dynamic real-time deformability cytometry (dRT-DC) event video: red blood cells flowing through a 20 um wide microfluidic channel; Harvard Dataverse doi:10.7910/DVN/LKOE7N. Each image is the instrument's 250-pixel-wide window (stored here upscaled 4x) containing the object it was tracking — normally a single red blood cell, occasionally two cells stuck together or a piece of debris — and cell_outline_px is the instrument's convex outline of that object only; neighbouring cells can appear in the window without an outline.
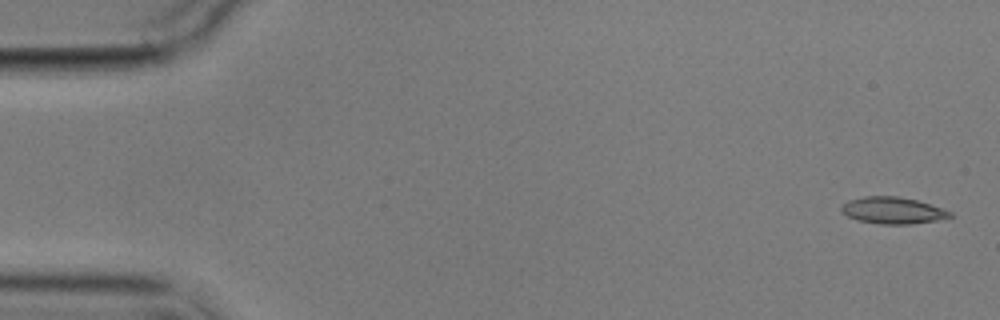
{"species": "common noctule bat (a hibernating species)", "species_latin": "Nyctalus noctula", "temperature_condition": "cold", "stored_images_in_passage": 6, "camera_frame_rate_fps": 3000, "um_per_image_px": 0.085, "animal": {"sex": "male", "body_mass_g": 17.9}, "frame": {"image": 1, "passage_image": 1, "time_ms": 0.0, "image_size_px": [1000, 320], "cell_outline_px": [[952, 216], [936, 220], [908, 224], [880, 224], [856, 220], [840, 212], [840, 208], [848, 200], [864, 196], [896, 196], [916, 200], [952, 212]], "centroid_in_image_um": [75.82, 17.89], "position_along_channel_um": 9.2, "area_um2": 16.7}}
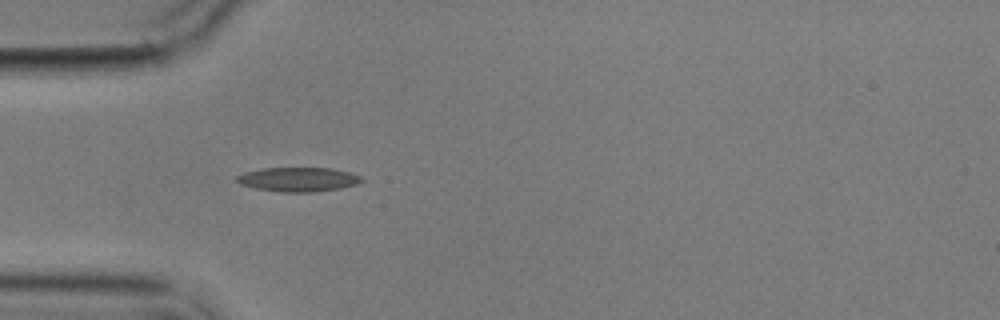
{"frame": {"image": 2, "passage_image": 5, "time_ms": 5.0, "image_size_px": [1000, 320], "cell_outline_px": [[364, 180], [356, 184], [340, 188], [316, 192], [280, 192], [256, 188], [240, 184], [236, 180], [236, 176], [244, 172], [264, 168], [332, 168], [348, 172], [360, 176]], "centroid_in_image_um": [25.34, 15.25], "position_along_channel_um": 59.7, "area_um2": 17.57}}
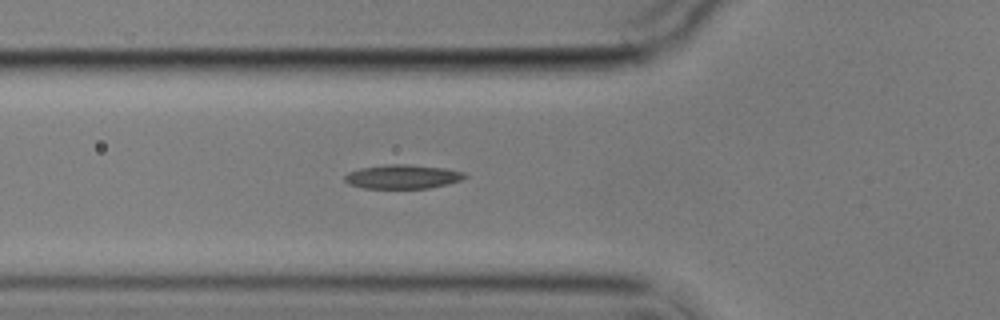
{"frame": {"image": 3, "passage_image": 6, "time_ms": 6.0, "image_size_px": [1000, 320], "cell_outline_px": [[468, 176], [460, 180], [448, 184], [428, 188], [364, 188], [348, 184], [344, 180], [344, 176], [348, 172], [360, 168], [388, 164], [408, 164], [444, 168], [464, 172]], "centroid_in_image_um": [34.2, 15.01], "position_along_channel_um": 91.6, "area_um2": 16.82}}